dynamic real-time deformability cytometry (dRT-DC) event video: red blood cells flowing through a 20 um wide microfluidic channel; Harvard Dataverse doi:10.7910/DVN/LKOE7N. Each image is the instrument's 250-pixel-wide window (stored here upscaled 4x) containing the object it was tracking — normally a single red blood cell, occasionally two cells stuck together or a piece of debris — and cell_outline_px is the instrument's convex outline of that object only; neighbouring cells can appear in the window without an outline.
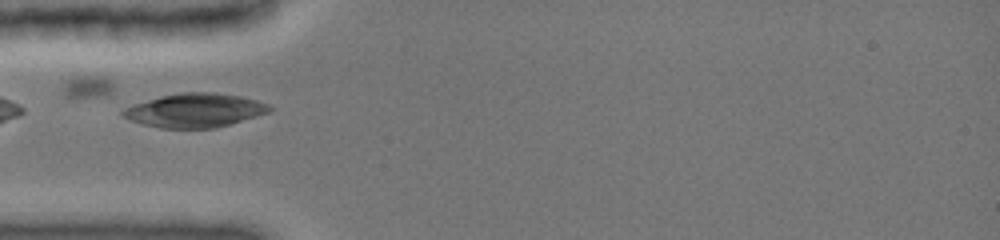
{"species": "common noctule bat (a hibernating species)", "species_latin": "Nyctalus noctula", "temperature_condition": "cold", "stored_images_in_passage": 10, "camera_frame_rate_fps": 3000, "um_per_image_px": 0.085, "animal": {"sex": "female", "body_mass_g": 19.0, "forearm_length_mm": 51.5}, "frame": {"image": 1, "passage_image": 1, "time_ms": 0.0, "image_size_px": [1000, 240], "cell_outline_px": [[272, 108], [268, 112], [256, 116], [216, 128], [160, 128], [144, 124], [132, 120], [124, 116], [120, 112], [124, 108], [160, 96], [180, 92], [212, 92], [240, 96], [256, 100], [268, 104]], "centroid_in_image_um": [16.57, 9.38], "position_along_channel_um": 68.4, "area_um2": 28.55}}